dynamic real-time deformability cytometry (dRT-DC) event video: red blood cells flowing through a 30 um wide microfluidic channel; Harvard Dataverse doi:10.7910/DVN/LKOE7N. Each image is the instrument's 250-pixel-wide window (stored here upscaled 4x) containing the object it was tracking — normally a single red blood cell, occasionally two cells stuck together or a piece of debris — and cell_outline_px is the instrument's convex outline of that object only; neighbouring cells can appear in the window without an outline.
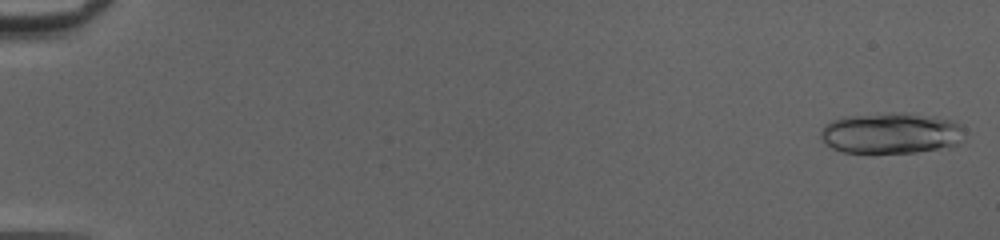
{"species": "common noctule bat (a hibernating species)", "species_latin": "Nyctalus noctula", "temperature_condition": "cold", "stored_images_in_passage": 50, "segment_of_instrument_passage": [1, 2], "camera_frame_rate_fps": 3000, "um_per_image_px": 0.085, "animal": {"sex": "female", "body_mass_g": 20.0, "forearm_length_mm": 54.0}, "frame": {"image": 1, "passage_image": 1, "time_ms": 0.0, "image_size_px": [1000, 240], "cell_outline_px": [[964, 128], [956, 144], [948, 148], [916, 152], [844, 152], [832, 148], [820, 136], [820, 132], [832, 120], [840, 116], [892, 112], [904, 112], [936, 116], [952, 120], [960, 124]], "centroid_in_image_um": [75.75, 11.29], "position_along_channel_um": 9.2, "area_um2": 34.39}}
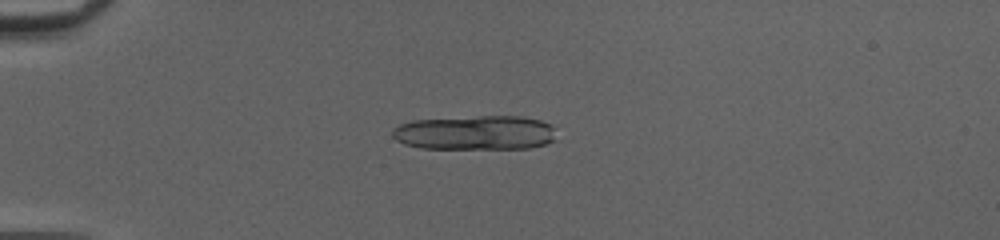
{"frame": {"image": 2, "passage_image": 14, "time_ms": 4.333, "image_size_px": [1000, 240], "cell_outline_px": [[556, 140], [544, 144], [528, 148], [420, 148], [404, 144], [396, 140], [392, 136], [392, 128], [400, 124], [412, 120], [480, 116], [524, 116], [540, 120], [552, 124]], "centroid_in_image_um": [40.39, 11.27], "position_along_channel_um": 44.6, "area_um2": 33.0}}